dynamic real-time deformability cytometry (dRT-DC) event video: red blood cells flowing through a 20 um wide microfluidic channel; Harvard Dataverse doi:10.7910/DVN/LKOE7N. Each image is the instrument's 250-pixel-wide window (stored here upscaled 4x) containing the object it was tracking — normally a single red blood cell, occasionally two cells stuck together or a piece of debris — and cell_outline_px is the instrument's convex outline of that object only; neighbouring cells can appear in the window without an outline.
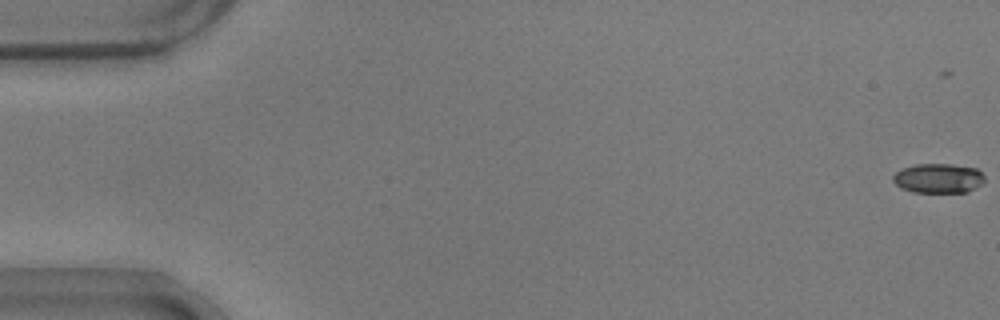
{"species": "common noctule bat (a hibernating species)", "species_latin": "Nyctalus noctula", "temperature_condition": "warm", "stored_images_in_passage": 42, "camera_frame_rate_fps": 3000, "um_per_image_px": 0.085, "animal": {"sex": "male", "body_mass_g": 17.9}, "frame": {"image": 1, "passage_image": 1, "time_ms": 0.0, "image_size_px": [1000, 320], "cell_outline_px": [[984, 184], [968, 192], [912, 192], [900, 188], [892, 180], [892, 176], [900, 168], [916, 164], [952, 164], [976, 168], [984, 176]], "centroid_in_image_um": [79.75, 15.15], "position_along_channel_um": 5.2, "area_um2": 16.01}}
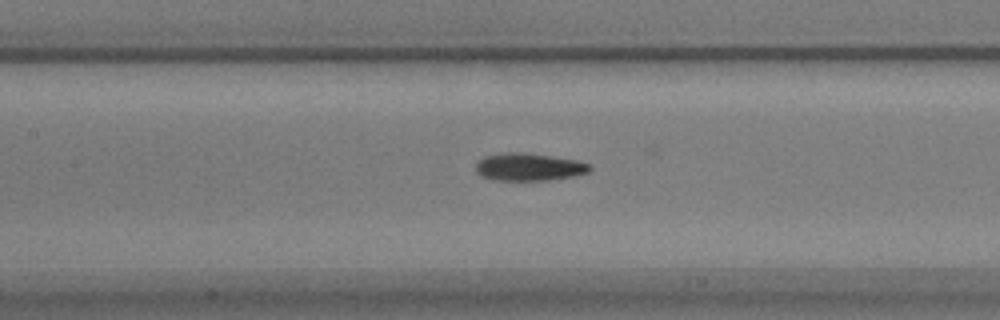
{"frame": {"image": 2, "passage_image": 26, "time_ms": 8.333, "image_size_px": [1000, 320], "cell_outline_px": [[592, 168], [588, 172], [572, 176], [544, 180], [492, 180], [480, 176], [476, 172], [476, 164], [484, 156], [508, 152], [524, 152], [576, 160], [588, 164]], "centroid_in_image_um": [44.9, 14.19], "position_along_channel_um": 162.5, "area_um2": 18.15}}
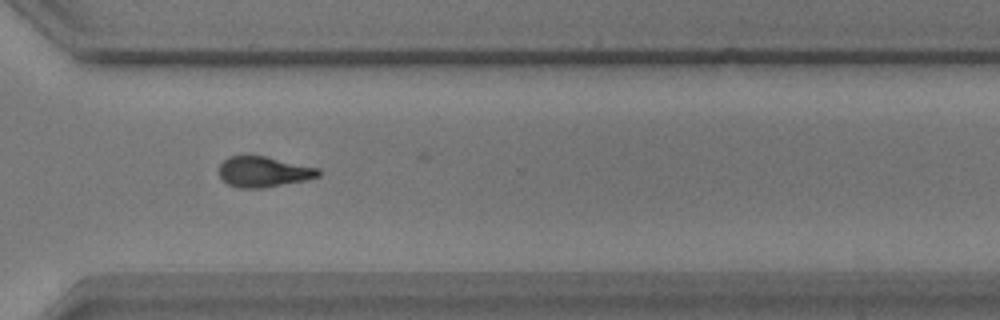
{"frame": {"image": 3, "passage_image": 41, "time_ms": 13.333, "image_size_px": [1000, 320], "cell_outline_px": [[320, 176], [308, 180], [264, 188], [240, 188], [228, 184], [220, 176], [220, 164], [228, 156], [268, 156], [320, 168]], "centroid_in_image_um": [22.46, 14.6], "position_along_channel_um": 348.1, "area_um2": 17.86}}